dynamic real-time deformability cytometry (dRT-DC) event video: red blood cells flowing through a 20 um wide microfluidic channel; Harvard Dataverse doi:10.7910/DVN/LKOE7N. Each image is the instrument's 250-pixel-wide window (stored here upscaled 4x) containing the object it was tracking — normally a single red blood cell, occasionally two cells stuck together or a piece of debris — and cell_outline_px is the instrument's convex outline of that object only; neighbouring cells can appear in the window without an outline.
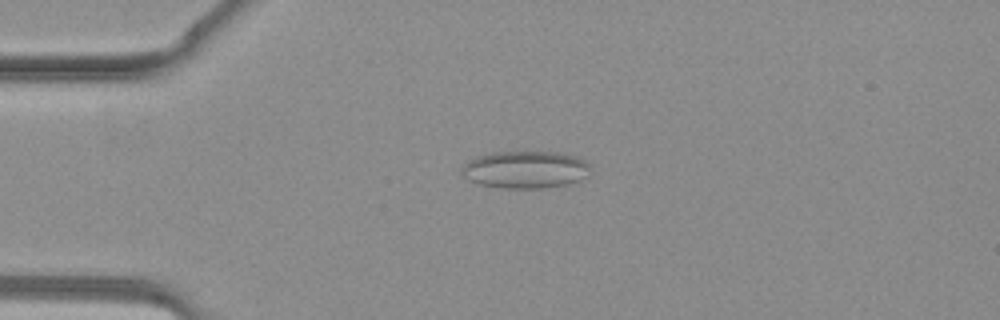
{"species": "common noctule bat (a hibernating species)", "species_latin": "Nyctalus noctula", "temperature_condition": "warm", "stored_images_in_passage": 31, "camera_frame_rate_fps": 3000, "um_per_image_px": 0.085, "animal": {"sex": "female", "body_mass_g": 19.3, "forearm_length_mm": 54.1}, "frame": {"image": 1, "passage_image": 2, "time_ms": 0.333, "image_size_px": [1000, 320], "cell_outline_px": [[588, 176], [580, 180], [568, 184], [544, 188], [500, 188], [480, 184], [468, 180], [460, 172], [460, 168], [468, 160], [476, 156], [488, 152], [556, 152], [576, 156], [584, 160], [588, 164]], "centroid_in_image_um": [44.61, 14.41], "position_along_channel_um": 40.4, "area_um2": 28.21}}
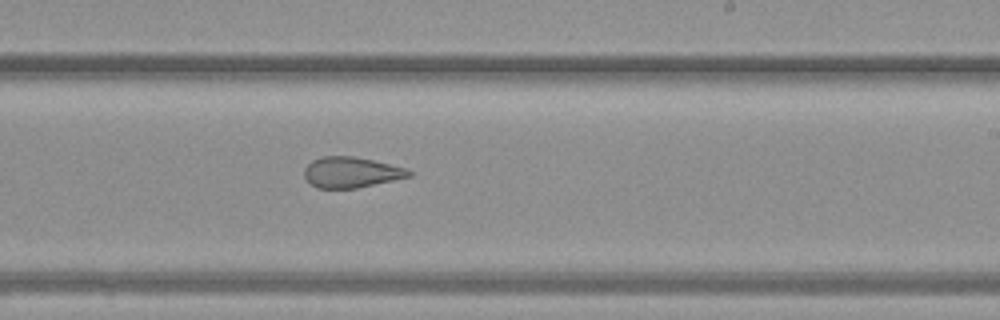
{"frame": {"image": 2, "passage_image": 16, "time_ms": 5.0, "image_size_px": [1000, 320], "cell_outline_px": [[412, 176], [356, 188], [316, 188], [304, 176], [304, 168], [312, 160], [324, 156], [352, 156], [372, 160], [404, 168], [412, 172]], "centroid_in_image_um": [29.82, 14.65], "position_along_channel_um": 259.2, "area_um2": 18.44}}
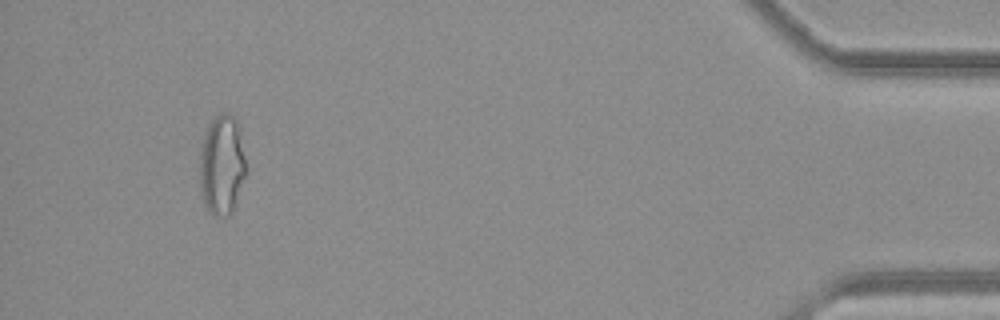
{"frame": {"image": 3, "passage_image": 29, "time_ms": 9.333, "image_size_px": [1000, 320], "cell_outline_px": [[248, 172], [232, 212], [228, 216], [216, 216], [208, 212], [204, 204], [200, 192], [200, 152], [204, 136], [208, 124], [220, 112], [228, 112], [236, 120]], "centroid_in_image_um": [18.86, 14.06], "position_along_channel_um": 416.3, "area_um2": 27.22}}